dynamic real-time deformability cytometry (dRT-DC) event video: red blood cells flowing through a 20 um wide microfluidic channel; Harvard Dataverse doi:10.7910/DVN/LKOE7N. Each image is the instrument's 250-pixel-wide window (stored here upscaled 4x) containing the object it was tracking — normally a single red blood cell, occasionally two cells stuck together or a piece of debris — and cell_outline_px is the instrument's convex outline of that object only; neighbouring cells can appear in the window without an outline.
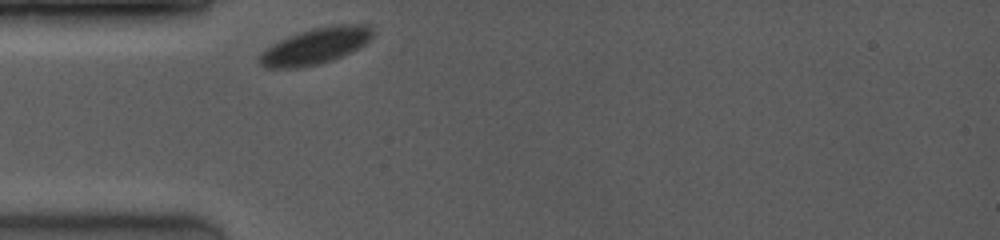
{"species": "common noctule bat (a hibernating species)", "species_latin": "Nyctalus noctula", "temperature_condition": "room temperature", "stored_images_in_passage": 34, "camera_frame_rate_fps": 4000, "um_per_image_px": 0.085, "animal": {"sex": "female", "body_mass_g": 19.0, "forearm_length_mm": 53.3}, "frame": {"image": 1, "passage_image": 1, "time_ms": 0.0, "image_size_px": [1000, 240], "cell_outline_px": [[372, 36], [364, 44], [332, 60], [316, 64], [288, 68], [268, 68], [260, 60], [260, 56], [272, 44], [280, 40], [300, 32], [312, 28], [340, 24], [360, 24], [368, 28], [372, 32]], "centroid_in_image_um": [26.82, 3.9], "position_along_channel_um": 58.2, "area_um2": 22.72}}
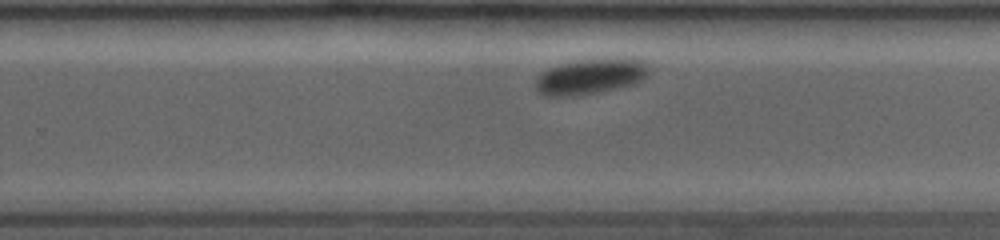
{"frame": {"image": 2, "passage_image": 25, "time_ms": 6.0, "image_size_px": [1000, 240], "cell_outline_px": [[648, 72], [640, 80], [632, 84], [596, 92], [576, 96], [544, 96], [536, 88], [536, 80], [544, 72], [560, 64], [584, 60], [644, 60]], "centroid_in_image_um": [50.13, 6.53], "position_along_channel_um": 279.7, "area_um2": 22.2}}
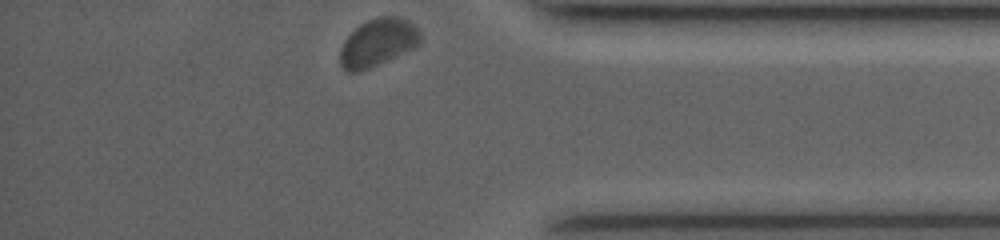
{"frame": {"image": 3, "passage_image": 34, "time_ms": 8.25, "image_size_px": [1000, 240], "cell_outline_px": [[420, 44], [412, 48], [368, 68], [356, 72], [348, 72], [340, 64], [340, 52], [348, 36], [360, 24], [368, 20], [380, 16], [400, 16], [408, 20], [420, 32]], "centroid_in_image_um": [32.12, 3.59], "position_along_channel_um": 403.1, "area_um2": 21.68}, "authors_computed_cell_mechanics": {"area_um2": 22.5709, "velocity_mm_per_s": 3.61, "shape_relaxation_time_tau1_ms": 1.786, "shape_relaxation_time_tau2_ms": null, "deformation_change_tau1": 0.059, "deformation_change_tau2": null}}